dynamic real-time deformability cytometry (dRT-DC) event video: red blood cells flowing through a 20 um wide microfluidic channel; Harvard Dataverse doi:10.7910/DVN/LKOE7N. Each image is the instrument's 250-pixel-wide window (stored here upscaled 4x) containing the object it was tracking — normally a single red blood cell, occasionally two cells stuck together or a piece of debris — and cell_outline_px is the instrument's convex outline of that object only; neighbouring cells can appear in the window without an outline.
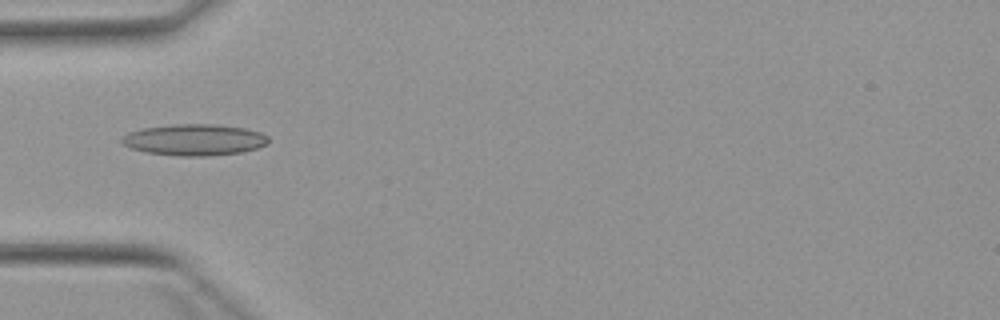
{"species": "Egyptian fruit bat (a non-hibernating species)", "species_latin": "Rousettus aegyptiacus", "temperature_condition": "warm", "stored_images_in_passage": 5, "camera_frame_rate_fps": 3000, "um_per_image_px": 0.085, "animal": {"sex": "female"}, "frame": {"image": 1, "passage_image": 5, "time_ms": 5.0, "image_size_px": [1000, 320], "cell_outline_px": [[268, 144], [256, 148], [240, 152], [208, 156], [180, 156], [144, 152], [132, 148], [124, 144], [120, 140], [120, 136], [128, 132], [144, 128], [172, 124], [216, 124], [244, 128], [260, 132], [268, 136]], "centroid_in_image_um": [16.5, 11.88], "position_along_channel_um": 68.5, "area_um2": 26.82}}